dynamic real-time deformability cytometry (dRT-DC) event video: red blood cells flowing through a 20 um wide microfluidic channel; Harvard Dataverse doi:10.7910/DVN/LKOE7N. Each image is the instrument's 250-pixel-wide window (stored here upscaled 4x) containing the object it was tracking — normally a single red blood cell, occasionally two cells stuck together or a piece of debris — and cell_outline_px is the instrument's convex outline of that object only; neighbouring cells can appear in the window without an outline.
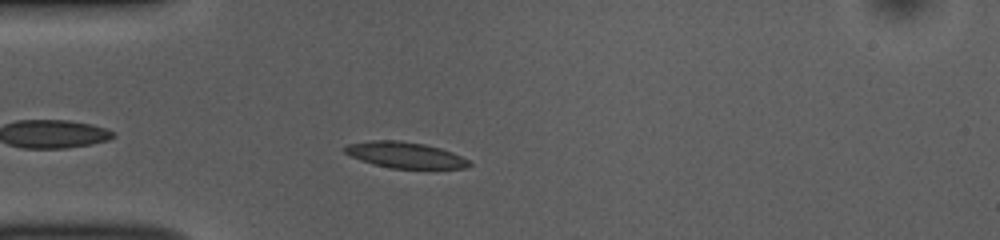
{"species": "common noctule bat (a hibernating species)", "species_latin": "Nyctalus noctula", "temperature_condition": "room temperature", "stored_images_in_passage": 43, "camera_frame_rate_fps": 3000, "um_per_image_px": 0.085, "animal": {"sex": "female", "body_mass_g": 10.0, "forearm_length_mm": 53.1}, "frame": {"image": 1, "passage_image": 5, "time_ms": 1.333, "image_size_px": [1000, 240], "cell_outline_px": [[472, 164], [468, 168], [392, 168], [372, 164], [360, 160], [344, 152], [344, 148], [348, 144], [368, 140], [396, 140], [424, 144], [440, 148], [452, 152], [468, 160]], "centroid_in_image_um": [34.42, 13.17], "position_along_channel_um": 50.6, "area_um2": 18.73}}
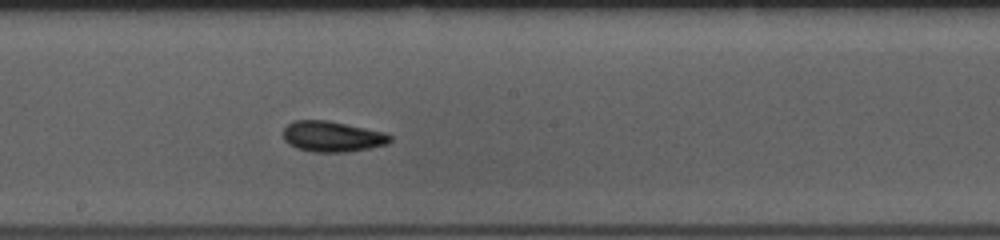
{"frame": {"image": 2, "passage_image": 19, "time_ms": 6.0, "image_size_px": [1000, 240], "cell_outline_px": [[392, 140], [388, 144], [348, 152], [312, 152], [296, 148], [288, 144], [284, 140], [284, 128], [292, 120], [328, 120], [384, 132], [392, 136]], "centroid_in_image_um": [28.23, 11.6], "position_along_channel_um": 220.0, "area_um2": 19.19}}
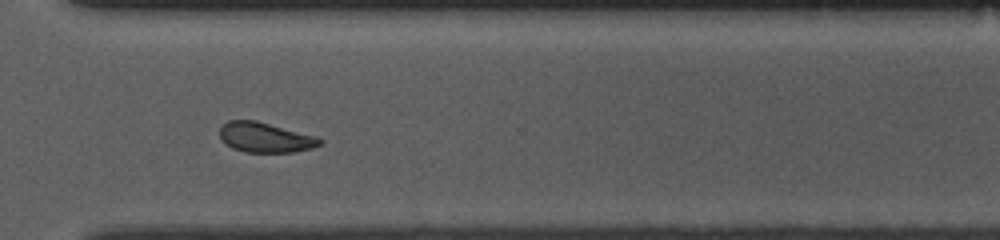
{"frame": {"image": 3, "passage_image": 29, "time_ms": 9.333, "image_size_px": [1000, 240], "cell_outline_px": [[324, 144], [312, 148], [292, 152], [244, 152], [232, 148], [220, 136], [220, 128], [228, 120], [256, 120], [316, 136], [324, 140]], "centroid_in_image_um": [22.59, 11.68], "position_along_channel_um": 348.0, "area_um2": 17.46}, "authors_computed_cell_mechanics": {"area_um2": 18.5538, "velocity_mm_per_s": 3.8459, "shape_relaxation_time_tau1_ms": 4.3691, "shape_relaxation_time_tau2_ms": 1.8098, "deformation_change_tau1": 0.1128, "deformation_change_tau2": 0.0761}}